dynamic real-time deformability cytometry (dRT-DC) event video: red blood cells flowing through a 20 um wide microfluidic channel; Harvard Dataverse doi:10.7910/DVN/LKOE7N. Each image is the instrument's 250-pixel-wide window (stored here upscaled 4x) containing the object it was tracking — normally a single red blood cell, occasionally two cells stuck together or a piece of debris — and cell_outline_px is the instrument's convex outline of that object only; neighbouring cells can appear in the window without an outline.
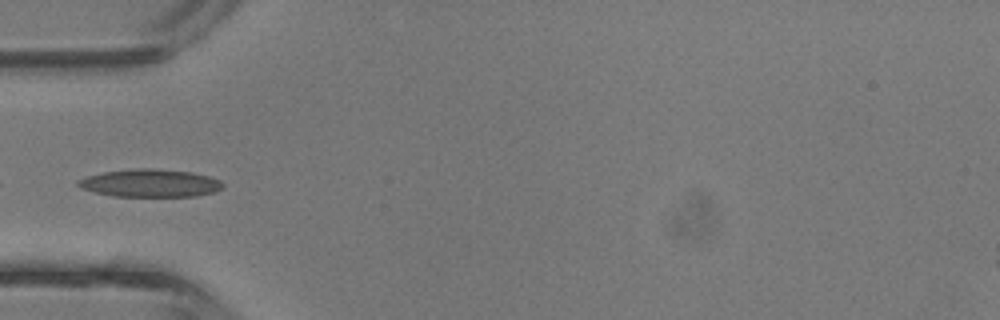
{"species": "common noctule bat (a hibernating species)", "species_latin": "Nyctalus noctula", "temperature_condition": "room temperature", "stored_images_in_passage": 3, "camera_frame_rate_fps": 3000, "um_per_image_px": 0.085, "animal": {"sex": "male", "body_mass_g": 13.3}, "frame": {"image": 1, "passage_image": 3, "time_ms": 0.667, "image_size_px": [1000, 320], "cell_outline_px": [[224, 188], [216, 192], [196, 196], [112, 196], [80, 188], [76, 184], [76, 180], [88, 176], [104, 172], [136, 168], [152, 168], [192, 172], [208, 176], [220, 180], [224, 184]], "centroid_in_image_um": [12.79, 15.56], "position_along_channel_um": 72.2, "area_um2": 23.52}}